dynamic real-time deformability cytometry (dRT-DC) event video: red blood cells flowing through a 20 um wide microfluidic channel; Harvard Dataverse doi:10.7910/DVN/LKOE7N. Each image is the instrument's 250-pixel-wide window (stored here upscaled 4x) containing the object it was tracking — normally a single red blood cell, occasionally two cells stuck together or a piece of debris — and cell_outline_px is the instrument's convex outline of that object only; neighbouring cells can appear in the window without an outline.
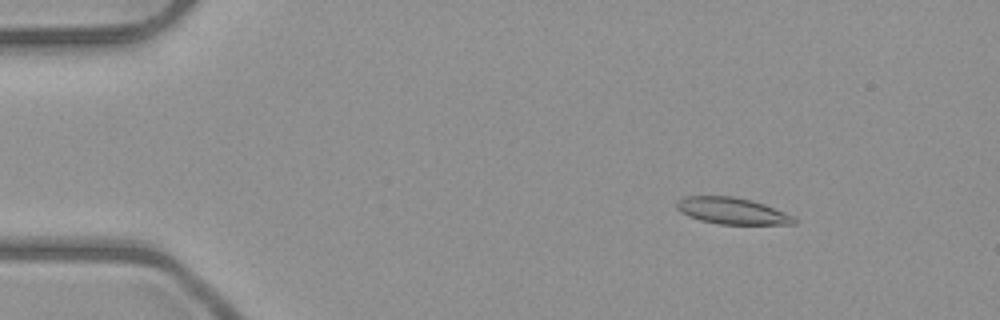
{"species": "common noctule bat (a hibernating species)", "species_latin": "Nyctalus noctula", "temperature_condition": "room temperature", "stored_images_in_passage": 4, "camera_frame_rate_fps": 3000, "um_per_image_px": 0.085, "animal": {"sex": "male", "body_mass_g": 23.1, "forearm_length_mm": 52.7}, "frame": {"image": 1, "passage_image": 2, "time_ms": 1.0, "image_size_px": [1000, 320], "cell_outline_px": [[796, 224], [720, 224], [700, 220], [688, 216], [680, 212], [676, 208], [676, 200], [684, 196], [732, 196], [752, 200], [764, 204], [784, 212], [792, 216], [796, 220]], "centroid_in_image_um": [62.17, 17.92], "position_along_channel_um": 22.8, "area_um2": 18.15}}